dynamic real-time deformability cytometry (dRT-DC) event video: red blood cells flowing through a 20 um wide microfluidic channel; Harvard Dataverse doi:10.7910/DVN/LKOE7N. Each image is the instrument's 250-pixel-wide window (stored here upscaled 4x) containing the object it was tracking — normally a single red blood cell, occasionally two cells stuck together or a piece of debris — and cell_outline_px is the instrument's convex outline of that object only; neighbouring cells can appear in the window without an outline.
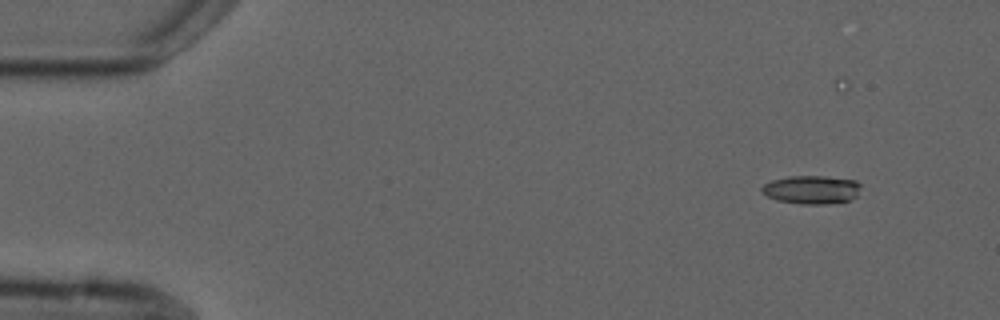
{"species": "common noctule bat (a hibernating species)", "species_latin": "Nyctalus noctula", "temperature_condition": "cold", "stored_images_in_passage": 6, "camera_frame_rate_fps": 3000, "um_per_image_px": 0.085, "animal": {"sex": "male", "forearm_length_mm": 52.5}, "frame": {"image": 1, "passage_image": 2, "time_ms": 1.0, "image_size_px": [1000, 320], "cell_outline_px": [[860, 184], [856, 196], [852, 200], [828, 204], [800, 204], [776, 200], [760, 192], [760, 188], [764, 184], [772, 180], [788, 176], [824, 176], [856, 180]], "centroid_in_image_um": [68.96, 16.12], "position_along_channel_um": 16.0, "area_um2": 16.53}}
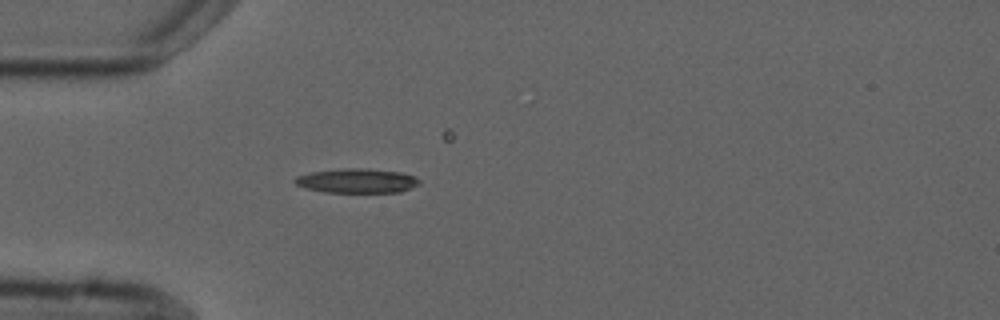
{"frame": {"image": 2, "passage_image": 5, "time_ms": 4.667, "image_size_px": [1000, 320], "cell_outline_px": [[420, 184], [400, 192], [324, 192], [304, 188], [296, 184], [292, 180], [296, 176], [312, 172], [344, 168], [360, 168], [400, 172], [416, 176], [420, 180]], "centroid_in_image_um": [30.33, 15.37], "position_along_channel_um": 54.7, "area_um2": 17.69}}